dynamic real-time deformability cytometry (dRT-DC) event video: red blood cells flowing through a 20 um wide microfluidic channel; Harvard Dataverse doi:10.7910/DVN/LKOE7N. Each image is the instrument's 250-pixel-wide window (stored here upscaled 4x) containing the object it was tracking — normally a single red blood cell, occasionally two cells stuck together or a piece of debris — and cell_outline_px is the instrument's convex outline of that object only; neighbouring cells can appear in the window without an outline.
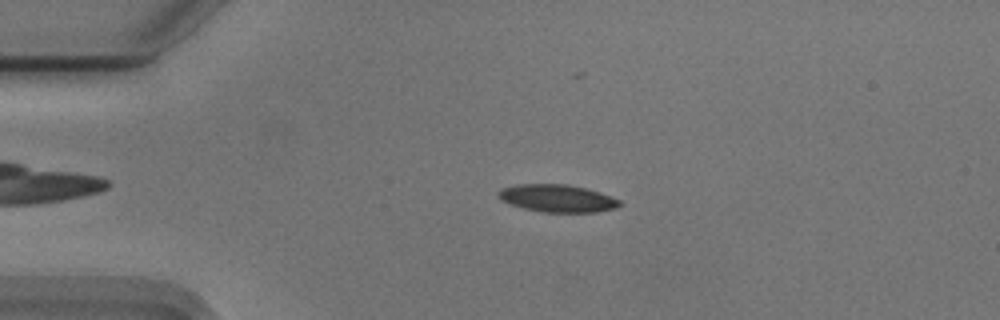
{"species": "Egyptian fruit bat (a non-hibernating species)", "species_latin": "Rousettus aegyptiacus", "temperature_condition": "cold", "stored_images_in_passage": 54, "camera_frame_rate_fps": 3000, "um_per_image_px": 0.085, "animal": {"sex": "male"}, "frame": {"image": 1, "passage_image": 12, "time_ms": 3.667, "image_size_px": [1000, 320], "cell_outline_px": [[620, 204], [616, 208], [596, 212], [540, 212], [524, 208], [500, 200], [496, 196], [496, 192], [500, 188], [516, 184], [568, 184], [600, 192], [620, 200]], "centroid_in_image_um": [47.32, 16.85], "position_along_channel_um": 37.7, "area_um2": 19.54}}
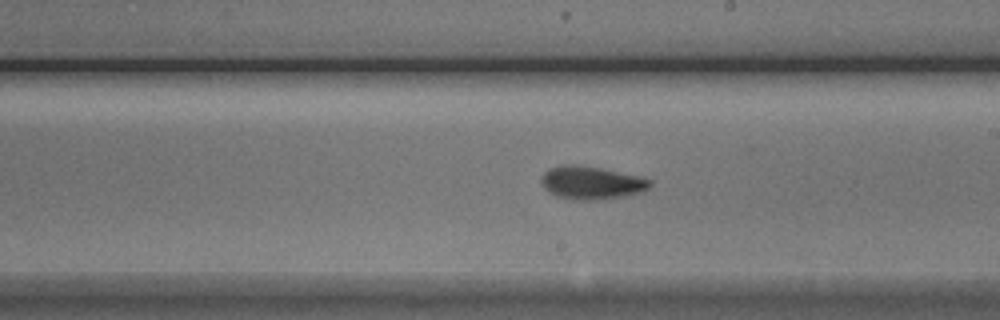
{"frame": {"image": 2, "passage_image": 31, "time_ms": 10.0, "image_size_px": [1000, 320], "cell_outline_px": [[652, 184], [644, 192], [628, 196], [592, 200], [576, 200], [556, 196], [548, 192], [544, 188], [540, 180], [544, 172], [548, 168], [560, 164], [576, 164], [600, 168], [644, 176], [652, 180]], "centroid_in_image_um": [50.3, 15.52], "position_along_channel_um": 238.7, "area_um2": 21.44}}
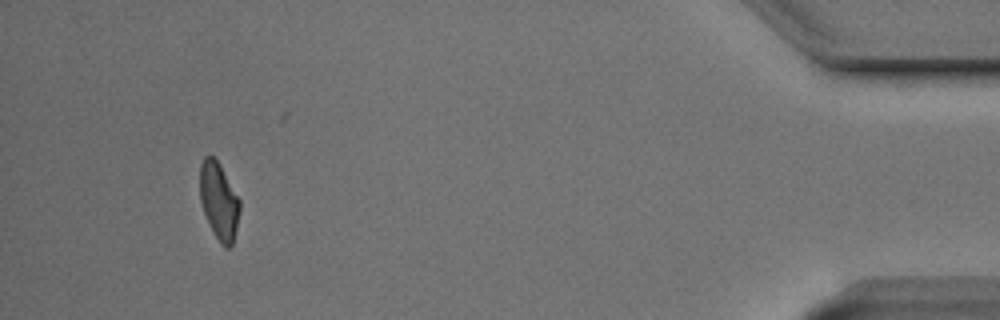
{"frame": {"image": 3, "passage_image": 51, "time_ms": 16.667, "image_size_px": [1000, 320], "cell_outline_px": [[240, 212], [232, 244], [228, 248], [224, 248], [220, 244], [204, 212], [200, 200], [200, 164], [204, 156], [208, 152], [220, 164], [240, 200]], "centroid_in_image_um": [18.61, 17.04], "position_along_channel_um": 416.6, "area_um2": 17.8}, "authors_computed_cell_mechanics": {"area_um2": 19.3341, "velocity_mm_per_s": 3.7318, "shape_relaxation_time_tau1_ms": 3.2894, "shape_relaxation_time_tau2_ms": 1.9806, "deformation_change_tau1": 0.1511, "deformation_change_tau2": 0.0849}}